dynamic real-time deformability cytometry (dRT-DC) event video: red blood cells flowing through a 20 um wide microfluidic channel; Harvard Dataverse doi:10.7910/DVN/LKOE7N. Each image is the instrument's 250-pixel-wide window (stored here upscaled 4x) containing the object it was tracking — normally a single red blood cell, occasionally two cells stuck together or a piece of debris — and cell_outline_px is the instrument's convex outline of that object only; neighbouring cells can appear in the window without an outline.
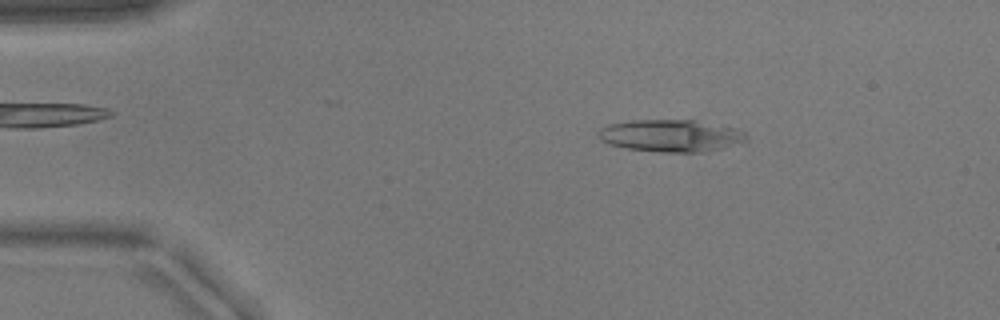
{"species": "common noctule bat (a hibernating species)", "species_latin": "Nyctalus noctula", "temperature_condition": "warm", "stored_images_in_passage": 12, "camera_frame_rate_fps": 3000, "um_per_image_px": 0.085, "animal": {"sex": "male", "body_mass_g": 17.9}, "frame": {"image": 1, "passage_image": 1, "time_ms": 0.0, "image_size_px": [1000, 320], "cell_outline_px": [[748, 140], [744, 144], [708, 152], [660, 152], [628, 148], [608, 144], [600, 140], [596, 136], [596, 132], [600, 128], [608, 124], [628, 120], [696, 120], [732, 128], [744, 132], [748, 136]], "centroid_in_image_um": [57.04, 11.54], "position_along_channel_um": 28.0, "area_um2": 28.26}}
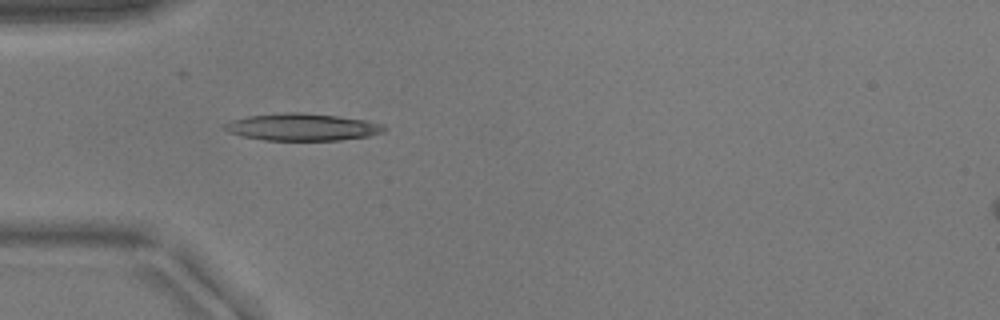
{"frame": {"image": 2, "passage_image": 8, "time_ms": 2.333, "image_size_px": [1000, 320], "cell_outline_px": [[388, 128], [384, 132], [368, 136], [340, 140], [264, 140], [240, 136], [228, 132], [220, 128], [224, 124], [232, 120], [248, 116], [284, 112], [300, 112], [336, 116], [364, 120], [384, 124]], "centroid_in_image_um": [25.67, 10.8], "position_along_channel_um": 59.3, "area_um2": 25.37}}